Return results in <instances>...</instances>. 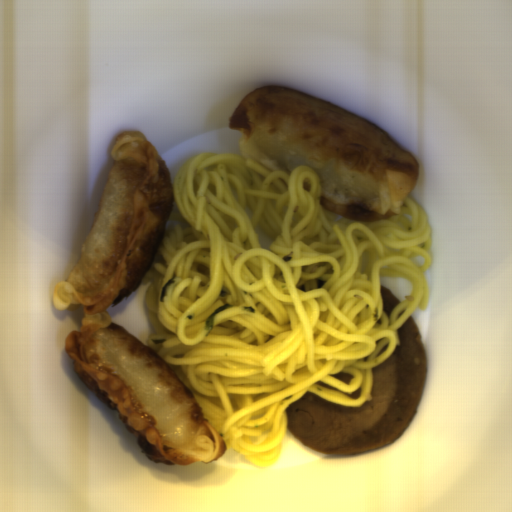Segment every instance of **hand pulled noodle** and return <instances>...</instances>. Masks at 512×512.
<instances>
[{
	"label": "hand pulled noodle",
	"mask_w": 512,
	"mask_h": 512,
	"mask_svg": "<svg viewBox=\"0 0 512 512\" xmlns=\"http://www.w3.org/2000/svg\"><path fill=\"white\" fill-rule=\"evenodd\" d=\"M172 187L144 295L153 327L146 346L193 395L226 449L274 465L293 402L311 392L360 408L369 398L373 368L395 352L414 311L428 306L432 225L408 196L389 219H348L322 206L312 168L271 171L242 150L191 157ZM380 277L412 283L390 316ZM224 303L235 305L205 337L206 320ZM338 372L355 377L347 385L332 377ZM359 387L358 400L344 395Z\"/></svg>",
	"instance_id": "hand-pulled-noodle-1"
}]
</instances>
